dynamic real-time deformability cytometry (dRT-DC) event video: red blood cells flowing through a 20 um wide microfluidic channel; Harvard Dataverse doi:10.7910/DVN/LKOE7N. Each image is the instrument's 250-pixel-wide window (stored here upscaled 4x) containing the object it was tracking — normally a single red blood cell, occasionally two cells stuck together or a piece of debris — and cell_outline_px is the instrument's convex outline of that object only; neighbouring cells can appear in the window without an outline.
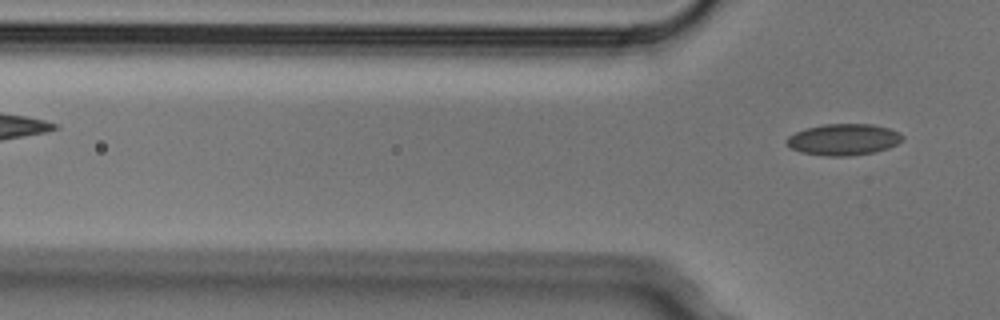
{"species": "Egyptian fruit bat (a non-hibernating species)", "species_latin": "Rousettus aegyptiacus", "temperature_condition": "cold", "stored_images_in_passage": 4, "camera_frame_rate_fps": 3000, "um_per_image_px": 0.085, "animal": {"sex": "male"}, "frame": {"image": 1, "passage_image": 4, "time_ms": 1.0, "image_size_px": [1000, 320], "cell_outline_px": [[904, 140], [888, 148], [876, 152], [848, 156], [824, 156], [800, 152], [792, 148], [784, 140], [788, 136], [796, 132], [808, 128], [824, 124], [872, 124], [888, 128], [904, 136]], "centroid_in_image_um": [71.7, 11.87], "position_along_channel_um": 54.1, "area_um2": 21.15}}